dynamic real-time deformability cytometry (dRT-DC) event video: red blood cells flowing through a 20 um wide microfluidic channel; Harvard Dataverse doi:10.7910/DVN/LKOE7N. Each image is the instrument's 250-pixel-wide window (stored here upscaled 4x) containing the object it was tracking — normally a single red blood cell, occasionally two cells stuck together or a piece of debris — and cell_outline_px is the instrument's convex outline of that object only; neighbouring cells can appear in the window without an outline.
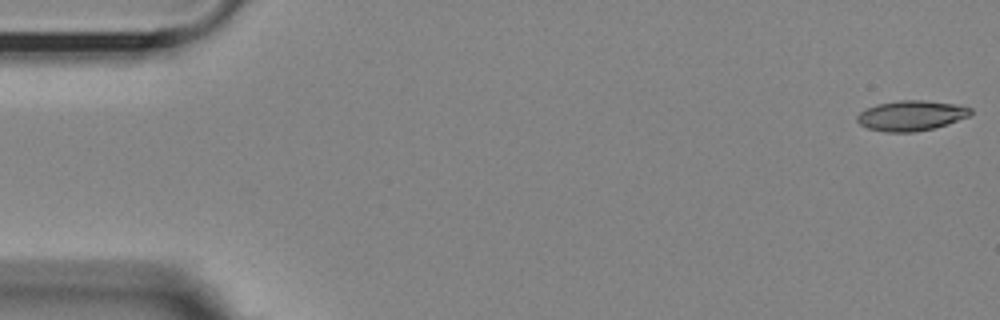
{"species": "Egyptian fruit bat (a non-hibernating species)", "species_latin": "Rousettus aegyptiacus", "temperature_condition": "room temperature", "stored_images_in_passage": 53, "camera_frame_rate_fps": 3000, "um_per_image_px": 0.085, "animal": {"sex": "female"}, "frame": {"image": 1, "passage_image": 1, "time_ms": 0.0, "image_size_px": [1000, 320], "cell_outline_px": [[972, 112], [968, 116], [948, 124], [916, 132], [884, 132], [868, 128], [860, 124], [856, 120], [856, 116], [864, 108], [876, 104], [900, 100], [924, 100], [956, 104], [972, 108]], "centroid_in_image_um": [77.42, 9.82], "position_along_channel_um": 7.6, "area_um2": 20.06}}
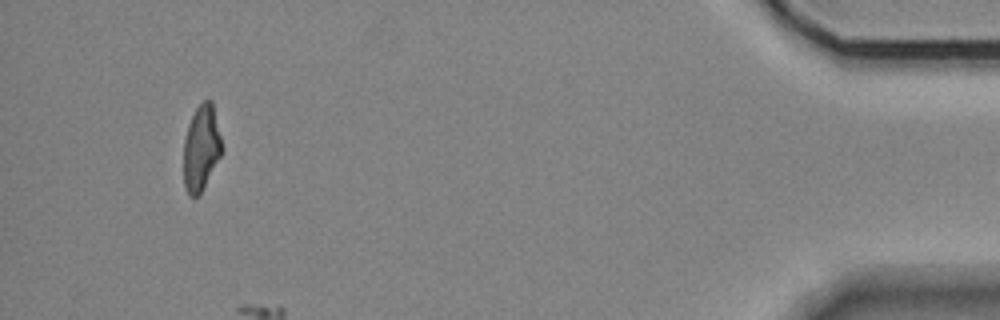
{"frame": {"image": 2, "passage_image": 52, "time_ms": 17.0, "image_size_px": [1000, 320], "cell_outline_px": [[224, 148], [220, 156], [200, 192], [196, 196], [188, 196], [184, 188], [184, 140], [188, 124], [196, 108], [204, 100], [212, 100]], "centroid_in_image_um": [17.11, 12.54], "position_along_channel_um": 418.1, "area_um2": 18.96}}